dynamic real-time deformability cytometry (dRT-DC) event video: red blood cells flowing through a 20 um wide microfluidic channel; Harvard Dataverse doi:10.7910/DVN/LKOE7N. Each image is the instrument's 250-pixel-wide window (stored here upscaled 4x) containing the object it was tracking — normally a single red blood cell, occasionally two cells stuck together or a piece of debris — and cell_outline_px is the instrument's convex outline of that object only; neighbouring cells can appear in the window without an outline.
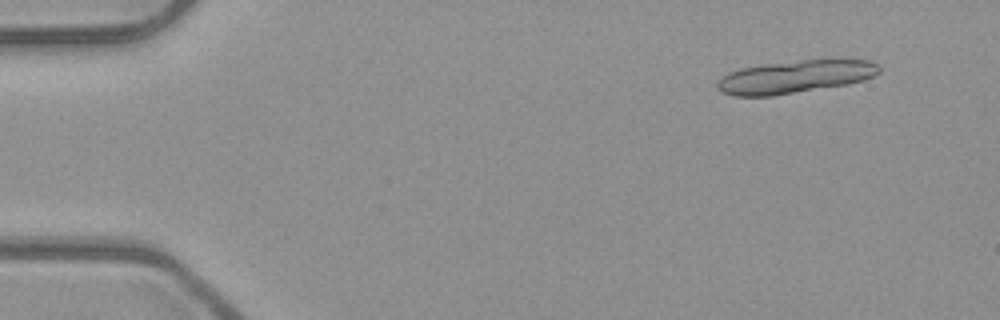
{"species": "common noctule bat (a hibernating species)", "species_latin": "Nyctalus noctula", "temperature_condition": "room temperature", "stored_images_in_passage": 5, "camera_frame_rate_fps": 3000, "um_per_image_px": 0.085, "animal": {"sex": "male", "body_mass_g": 23.1, "forearm_length_mm": 52.7}, "frame": {"image": 1, "passage_image": 1, "time_ms": 0.0, "image_size_px": [1000, 320], "cell_outline_px": [[880, 72], [864, 80], [848, 84], [772, 96], [736, 96], [724, 92], [716, 88], [716, 84], [728, 72], [740, 68], [764, 64], [800, 60], [868, 60], [876, 64], [880, 68]], "centroid_in_image_um": [67.57, 6.53], "position_along_channel_um": 17.4, "area_um2": 30.63}}